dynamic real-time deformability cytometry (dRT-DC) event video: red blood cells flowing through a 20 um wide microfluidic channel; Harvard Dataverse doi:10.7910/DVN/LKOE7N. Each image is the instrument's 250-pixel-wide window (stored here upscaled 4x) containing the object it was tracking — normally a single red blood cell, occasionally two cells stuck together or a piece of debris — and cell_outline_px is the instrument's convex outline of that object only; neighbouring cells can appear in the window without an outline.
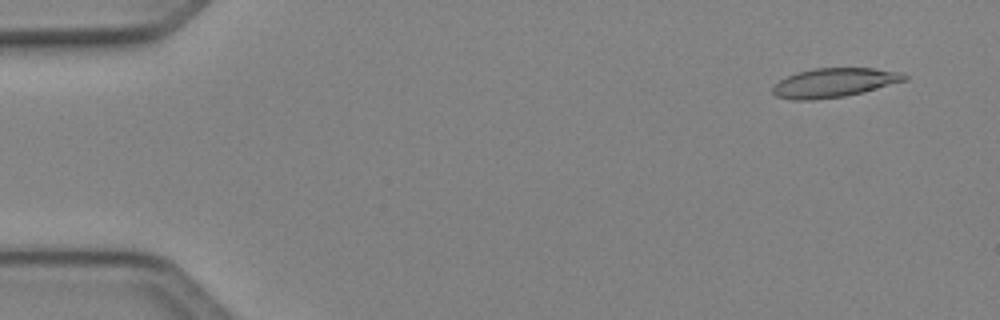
{"species": "Egyptian fruit bat (a non-hibernating species)", "species_latin": "Rousettus aegyptiacus", "temperature_condition": "cold", "stored_images_in_passage": 49, "camera_frame_rate_fps": 3000, "um_per_image_px": 0.085, "animal": {"sex": "female"}, "frame": {"image": 1, "passage_image": 3, "time_ms": 0.667, "image_size_px": [1000, 320], "cell_outline_px": [[908, 80], [844, 96], [812, 100], [792, 100], [776, 96], [772, 92], [772, 88], [780, 80], [796, 72], [816, 68], [872, 68], [900, 72], [908, 76]], "centroid_in_image_um": [70.88, 7.02], "position_along_channel_um": 14.1, "area_um2": 22.14}}
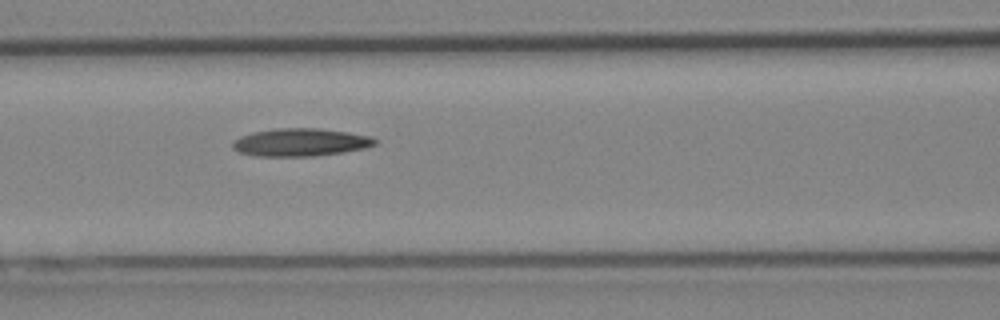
{"frame": {"image": 2, "passage_image": 21, "time_ms": 6.667, "image_size_px": [1000, 320], "cell_outline_px": [[376, 144], [364, 148], [344, 152], [312, 156], [256, 156], [240, 152], [232, 148], [232, 140], [240, 136], [252, 132], [276, 128], [320, 128], [348, 132], [372, 136], [376, 140]], "centroid_in_image_um": [25.52, 12.09], "position_along_channel_um": 141.1, "area_um2": 23.18}}
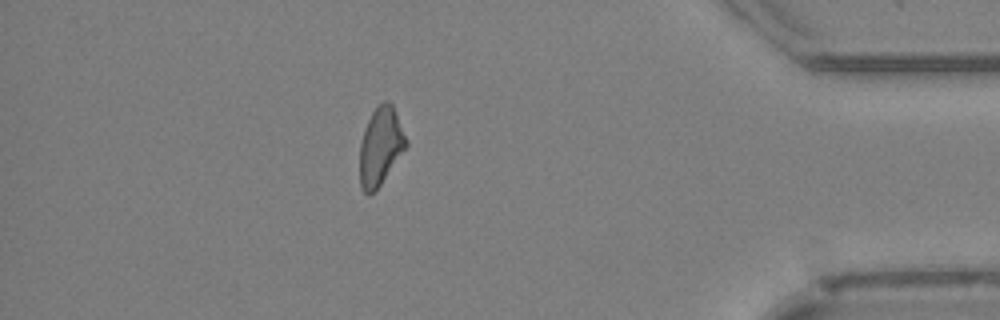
{"frame": {"image": 3, "passage_image": 43, "time_ms": 14.0, "image_size_px": [1000, 320], "cell_outline_px": [[408, 144], [380, 184], [368, 196], [360, 188], [360, 144], [364, 128], [372, 112], [384, 100], [388, 100], [392, 104], [408, 140]], "centroid_in_image_um": [32.33, 12.42], "position_along_channel_um": 402.9, "area_um2": 20.75}, "authors_computed_cell_mechanics": {"area_um2": 22.0796, "velocity_mm_per_s": 4.1182, "shape_relaxation_time_tau1_ms": 11.1446, "shape_relaxation_time_tau2_ms": null, "deformation_change_tau1": 0.2434, "deformation_change_tau2": null}}